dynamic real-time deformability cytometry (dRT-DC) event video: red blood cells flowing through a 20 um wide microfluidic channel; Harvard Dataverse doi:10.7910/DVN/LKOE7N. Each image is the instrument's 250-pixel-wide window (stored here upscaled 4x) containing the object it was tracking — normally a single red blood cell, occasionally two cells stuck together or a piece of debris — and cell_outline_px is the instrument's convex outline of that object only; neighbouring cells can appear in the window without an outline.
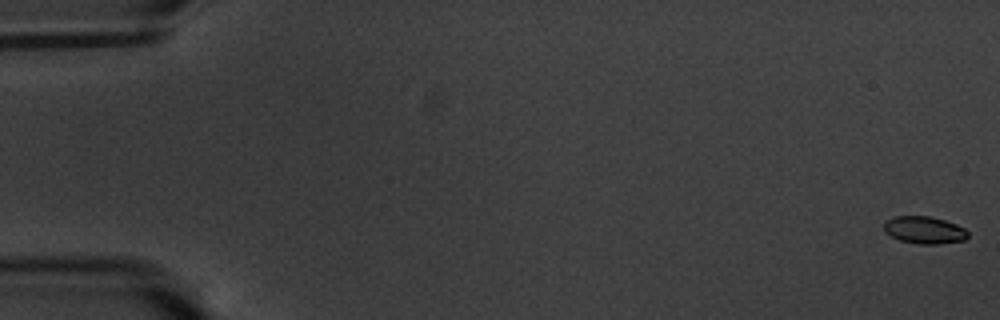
{"species": "common noctule bat (a hibernating species)", "species_latin": "Nyctalus noctula", "temperature_condition": "warm", "stored_images_in_passage": 19, "camera_frame_rate_fps": 3000, "um_per_image_px": 0.085, "animal": {"sex": "male", "body_mass_g": 20.1, "forearm_length_mm": 53.5}, "frame": {"image": 1, "passage_image": 1, "time_ms": 0.0, "image_size_px": [1000, 320], "cell_outline_px": [[968, 236], [964, 240], [940, 244], [916, 244], [900, 240], [884, 232], [884, 220], [896, 216], [932, 216], [956, 224], [964, 228], [968, 232]], "centroid_in_image_um": [78.55, 19.55], "position_along_channel_um": 6.4, "area_um2": 13.47}}